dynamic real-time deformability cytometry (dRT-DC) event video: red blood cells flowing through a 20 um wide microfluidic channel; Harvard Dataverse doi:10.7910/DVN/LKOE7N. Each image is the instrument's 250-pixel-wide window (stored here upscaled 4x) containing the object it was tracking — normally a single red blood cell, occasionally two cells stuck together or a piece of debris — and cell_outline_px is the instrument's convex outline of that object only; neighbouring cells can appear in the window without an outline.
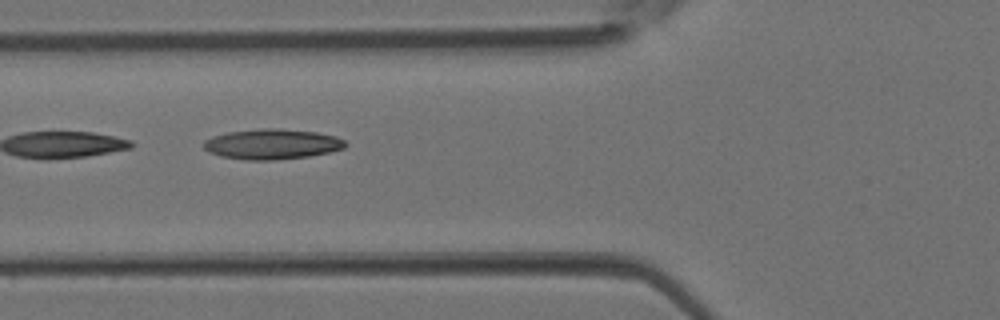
{"species": "Egyptian fruit bat (a non-hibernating species)", "species_latin": "Rousettus aegyptiacus", "temperature_condition": "room temperature", "stored_images_in_passage": 5, "camera_frame_rate_fps": 3000, "um_per_image_px": 0.085, "animal": {"sex": "female"}, "frame": {"image": 1, "passage_image": 5, "time_ms": 1.333, "image_size_px": [1000, 320], "cell_outline_px": [[348, 144], [344, 148], [328, 152], [308, 156], [272, 160], [244, 160], [220, 156], [208, 152], [204, 148], [204, 140], [212, 136], [228, 132], [260, 128], [280, 128], [316, 132], [336, 136], [344, 140]], "centroid_in_image_um": [23.1, 12.24], "position_along_channel_um": 102.7, "area_um2": 25.09}}